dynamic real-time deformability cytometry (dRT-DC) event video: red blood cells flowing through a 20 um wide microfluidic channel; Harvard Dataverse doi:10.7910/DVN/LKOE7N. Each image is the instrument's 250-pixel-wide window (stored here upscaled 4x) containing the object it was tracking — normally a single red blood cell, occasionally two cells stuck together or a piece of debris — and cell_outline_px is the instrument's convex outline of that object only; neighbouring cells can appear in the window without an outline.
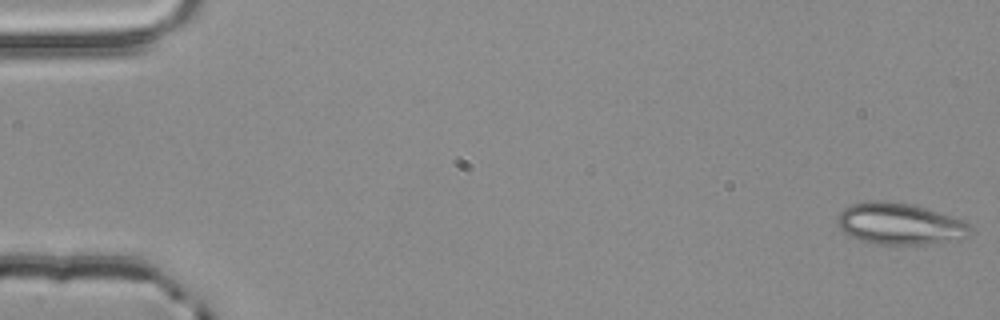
{"species": "common noctule bat (a hibernating species)", "species_latin": "Nyctalus noctula", "temperature_condition": "room temperature", "stored_images_in_passage": 54, "camera_frame_rate_fps": 3000, "um_per_image_px": 0.085, "animal": {"sex": "male", "body_mass_g": 20.4}, "frame": {"image": 1, "passage_image": 1, "time_ms": 0.0, "image_size_px": [1000, 320], "cell_outline_px": [[972, 232], [968, 236], [960, 240], [928, 244], [876, 244], [860, 240], [844, 232], [836, 224], [836, 216], [844, 208], [852, 204], [868, 200], [888, 200], [916, 204], [964, 220], [972, 228]], "centroid_in_image_um": [76.5, 19.01], "position_along_channel_um": 8.5, "area_um2": 32.83}}
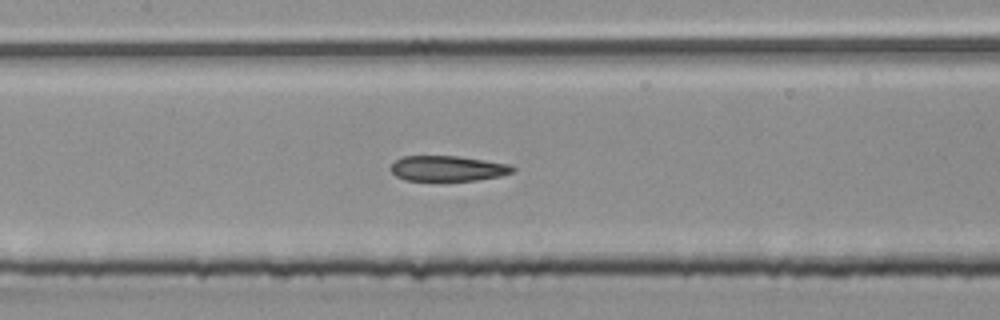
{"frame": {"image": 2, "passage_image": 26, "time_ms": 8.333, "image_size_px": [1000, 320], "cell_outline_px": [[516, 168], [512, 172], [500, 176], [476, 180], [404, 180], [396, 176], [388, 168], [396, 160], [404, 156], [456, 156], [512, 164]], "centroid_in_image_um": [38.06, 14.31], "position_along_channel_um": 169.3, "area_um2": 17.98}}
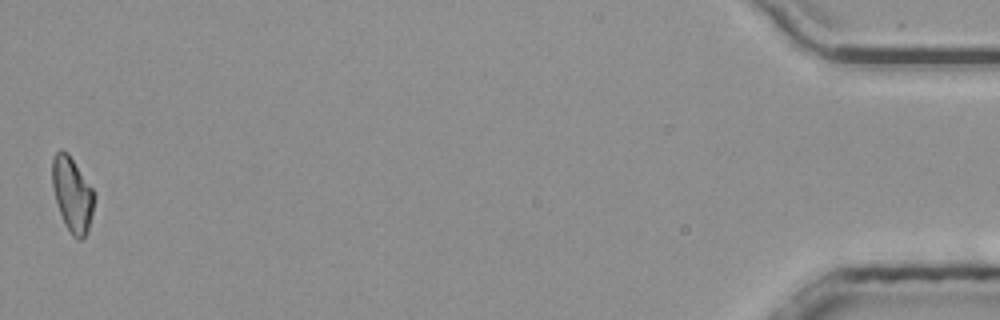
{"frame": {"image": 3, "passage_image": 54, "time_ms": 17.667, "image_size_px": [1000, 320], "cell_outline_px": [[96, 196], [88, 232], [80, 240], [76, 240], [72, 236], [60, 212], [52, 188], [52, 156], [60, 148], [68, 152], [92, 188]], "centroid_in_image_um": [6.15, 16.5], "position_along_channel_um": 429.1, "area_um2": 18.32}, "authors_computed_cell_mechanics": {"area_um2": 19.2185, "velocity_mm_per_s": 3.863, "shape_relaxation_time_tau1_ms": null, "shape_relaxation_time_tau2_ms": 4.9913, "deformation_change_tau1": null, "deformation_change_tau2": 0.1359}}